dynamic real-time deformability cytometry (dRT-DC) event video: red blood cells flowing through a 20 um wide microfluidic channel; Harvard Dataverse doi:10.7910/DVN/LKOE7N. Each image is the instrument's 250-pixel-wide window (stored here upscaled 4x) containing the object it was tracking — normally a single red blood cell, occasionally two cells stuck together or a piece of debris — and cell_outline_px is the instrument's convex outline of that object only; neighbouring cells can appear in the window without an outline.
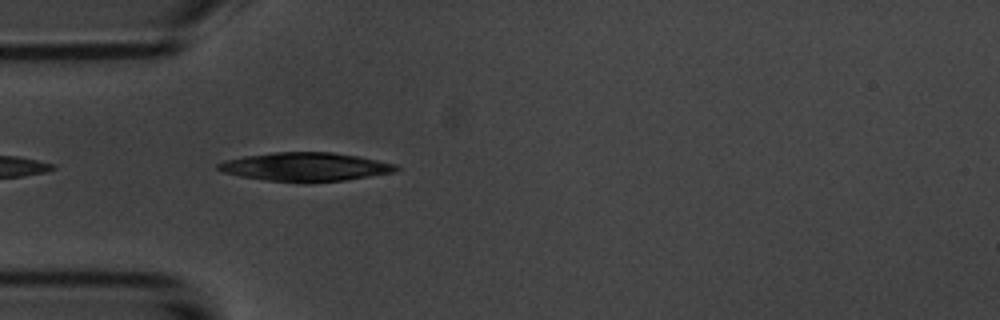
{"species": "common noctule bat (a hibernating species)", "species_latin": "Nyctalus noctula", "temperature_condition": "room temperature", "stored_images_in_passage": 3, "camera_frame_rate_fps": 3000, "um_per_image_px": 0.085, "animal": {"sex": "male", "body_mass_g": 20.1, "forearm_length_mm": 53.5}, "frame": {"image": 1, "passage_image": 3, "time_ms": 2.333, "image_size_px": [1000, 320], "cell_outline_px": [[400, 168], [396, 172], [344, 180], [268, 180], [240, 176], [224, 172], [216, 168], [216, 164], [224, 160], [244, 156], [272, 152], [332, 152], [356, 156], [396, 164]], "centroid_in_image_um": [25.94, 14.14], "position_along_channel_um": 59.1, "area_um2": 28.84}}